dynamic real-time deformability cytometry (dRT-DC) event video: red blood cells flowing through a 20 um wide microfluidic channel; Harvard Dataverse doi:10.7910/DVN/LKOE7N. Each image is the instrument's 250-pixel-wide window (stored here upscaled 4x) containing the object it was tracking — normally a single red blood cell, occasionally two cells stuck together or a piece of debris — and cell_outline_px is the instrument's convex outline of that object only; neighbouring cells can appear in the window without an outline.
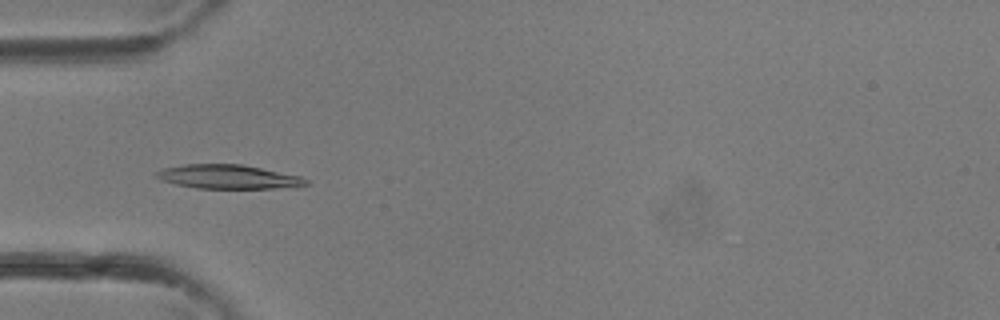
{"species": "common noctule bat (a hibernating species)", "species_latin": "Nyctalus noctula", "temperature_condition": "room temperature", "stored_images_in_passage": 37, "camera_frame_rate_fps": 3000, "um_per_image_px": 0.085, "animal": {"sex": "female"}, "frame": {"image": 1, "passage_image": 12, "time_ms": 3.667, "image_size_px": [1000, 320], "cell_outline_px": [[308, 184], [272, 188], [196, 188], [176, 184], [160, 180], [152, 172], [164, 168], [184, 164], [240, 164], [300, 176], [308, 180]], "centroid_in_image_um": [19.3, 15.02], "position_along_channel_um": 65.7, "area_um2": 20.63}}
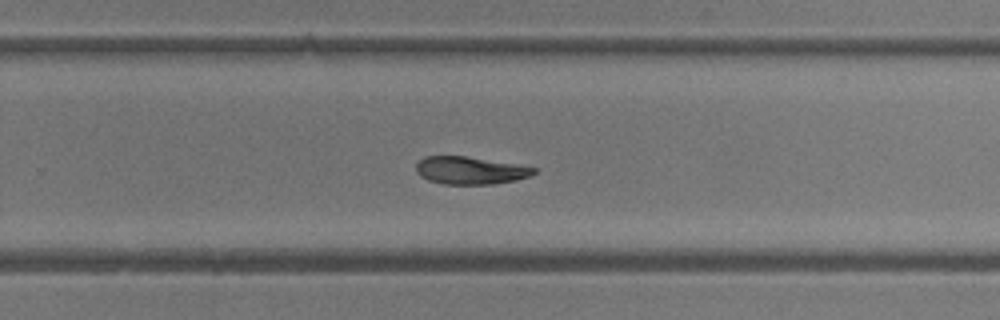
{"frame": {"image": 2, "passage_image": 24, "time_ms": 7.667, "image_size_px": [1000, 320], "cell_outline_px": [[536, 172], [532, 176], [516, 180], [492, 184], [444, 184], [428, 180], [420, 176], [416, 172], [416, 164], [424, 156], [464, 156], [536, 168]], "centroid_in_image_um": [39.93, 14.5], "position_along_channel_um": 289.9, "area_um2": 18.73}}
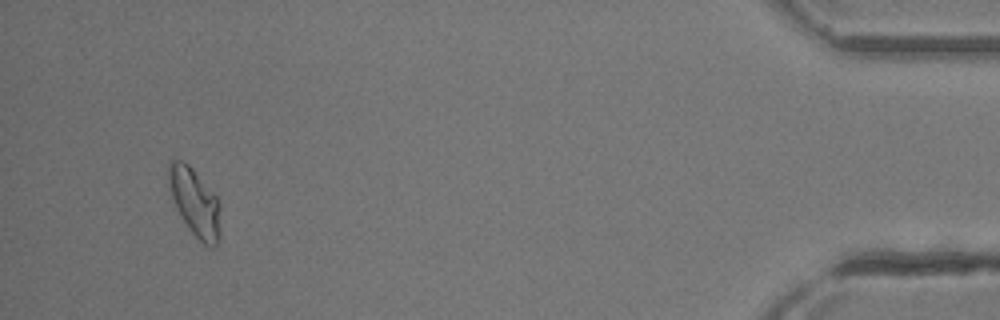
{"frame": {"image": 3, "passage_image": 35, "time_ms": 11.333, "image_size_px": [1000, 320], "cell_outline_px": [[220, 236], [216, 248], [212, 248], [204, 244], [192, 232], [180, 216], [172, 200], [168, 184], [168, 160], [184, 160], [192, 168], [216, 196], [220, 204]], "centroid_in_image_um": [16.56, 17.2], "position_along_channel_um": 418.6, "area_um2": 20.69}}